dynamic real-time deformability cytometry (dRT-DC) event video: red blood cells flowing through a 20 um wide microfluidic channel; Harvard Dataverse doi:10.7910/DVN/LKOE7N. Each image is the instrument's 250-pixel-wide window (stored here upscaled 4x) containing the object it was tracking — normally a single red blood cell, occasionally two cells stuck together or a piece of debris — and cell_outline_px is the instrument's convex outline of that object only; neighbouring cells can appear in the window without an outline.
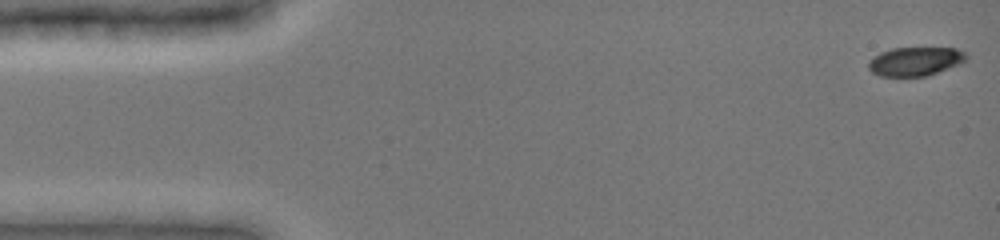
{"species": "common noctule bat (a hibernating species)", "species_latin": "Nyctalus noctula", "temperature_condition": "cold", "stored_images_in_passage": 49, "camera_frame_rate_fps": 3000, "um_per_image_px": 0.085, "animal": {"sex": "female", "body_mass_g": 19.0, "forearm_length_mm": 51.5}, "frame": {"image": 1, "passage_image": 1, "time_ms": 0.0, "image_size_px": [1000, 240], "cell_outline_px": [[968, 60], [960, 64], [928, 76], [880, 76], [872, 72], [868, 68], [868, 64], [880, 52], [892, 48], [956, 48], [964, 52], [968, 56]], "centroid_in_image_um": [77.84, 5.22], "position_along_channel_um": 7.2, "area_um2": 16.42}}
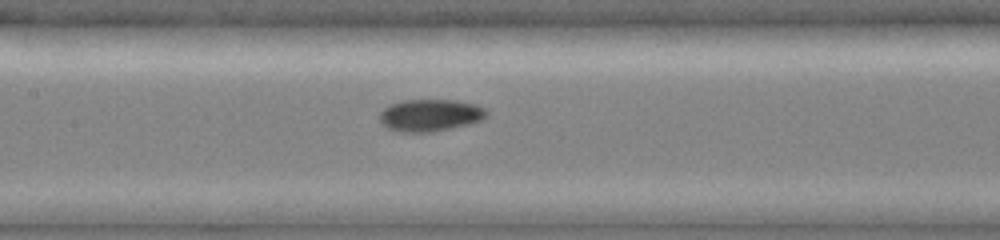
{"frame": {"image": 2, "passage_image": 23, "time_ms": 7.333, "image_size_px": [1000, 240], "cell_outline_px": [[488, 116], [484, 120], [452, 128], [432, 132], [396, 132], [380, 124], [380, 112], [388, 104], [404, 100], [456, 100], [476, 104], [484, 108], [488, 112]], "centroid_in_image_um": [36.56, 9.8], "position_along_channel_um": 170.8, "area_um2": 20.35}}
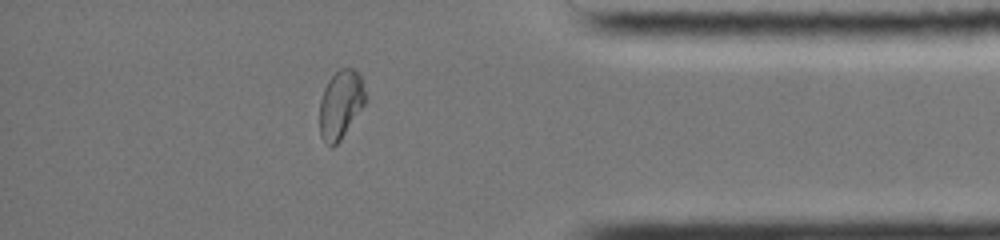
{"frame": {"image": 3, "passage_image": 42, "time_ms": 13.667, "image_size_px": [1000, 240], "cell_outline_px": [[364, 104], [340, 140], [332, 148], [320, 136], [320, 100], [324, 88], [328, 80], [340, 68], [352, 68], [360, 76], [364, 92]], "centroid_in_image_um": [28.92, 8.88], "position_along_channel_um": 406.3, "area_um2": 17.74}, "authors_computed_cell_mechanics": {"area_um2": 19.0162, "velocity_mm_per_s": 3.9357, "shape_relaxation_time_tau1_ms": 6.2311, "shape_relaxation_time_tau2_ms": 1.4494, "deformation_change_tau1": 0.1781, "deformation_change_tau2": 0.0404}}